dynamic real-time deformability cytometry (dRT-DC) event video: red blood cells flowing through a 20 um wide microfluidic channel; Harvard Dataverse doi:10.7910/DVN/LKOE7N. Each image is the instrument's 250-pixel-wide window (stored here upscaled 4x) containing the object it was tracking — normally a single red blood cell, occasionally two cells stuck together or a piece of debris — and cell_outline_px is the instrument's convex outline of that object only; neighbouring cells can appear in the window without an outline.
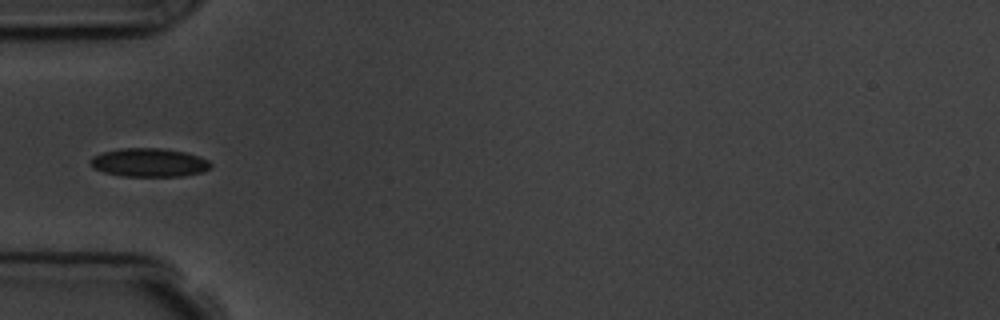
{"species": "common noctule bat (a hibernating species)", "species_latin": "Nyctalus noctula", "temperature_condition": "room temperature", "stored_images_in_passage": 8, "camera_frame_rate_fps": 3000, "um_per_image_px": 0.085, "animal": {"sex": "male", "body_mass_g": 19.5, "forearm_length_mm": 54.6}, "frame": {"image": 1, "passage_image": 2, "time_ms": 1.333, "image_size_px": [1000, 320], "cell_outline_px": [[212, 168], [200, 172], [184, 176], [120, 176], [104, 172], [92, 168], [88, 160], [92, 156], [104, 152], [120, 148], [160, 148], [184, 152], [200, 156], [208, 160], [212, 164]], "centroid_in_image_um": [12.66, 13.82], "position_along_channel_um": 72.3, "area_um2": 20.17}}
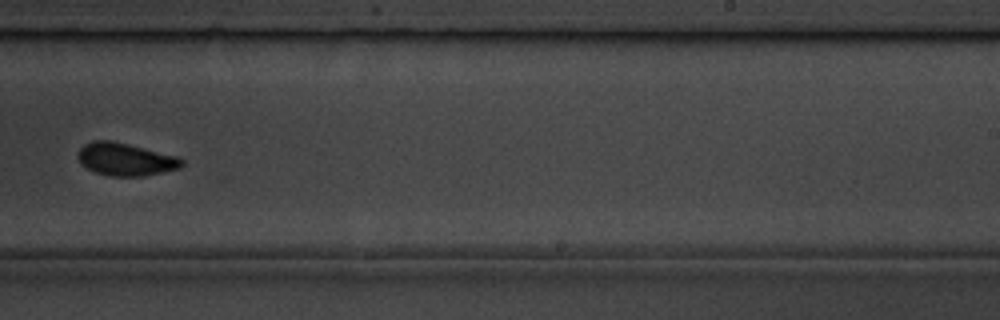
{"frame": {"image": 2, "passage_image": 7, "time_ms": 7.0, "image_size_px": [1000, 320], "cell_outline_px": [[184, 164], [180, 168], [144, 176], [108, 176], [96, 172], [80, 164], [76, 156], [80, 148], [84, 144], [92, 140], [112, 140], [180, 156], [184, 160]], "centroid_in_image_um": [10.68, 13.53], "position_along_channel_um": 278.3, "area_um2": 20.11}}